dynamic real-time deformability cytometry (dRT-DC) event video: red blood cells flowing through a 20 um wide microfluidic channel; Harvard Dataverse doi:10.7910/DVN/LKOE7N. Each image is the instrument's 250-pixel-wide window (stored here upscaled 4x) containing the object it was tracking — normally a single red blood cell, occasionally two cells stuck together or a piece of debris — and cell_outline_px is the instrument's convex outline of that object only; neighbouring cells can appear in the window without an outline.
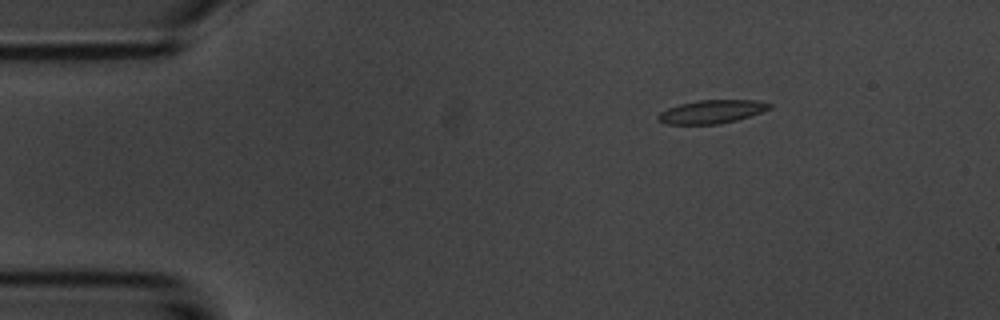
{"species": "common noctule bat (a hibernating species)", "species_latin": "Nyctalus noctula", "temperature_condition": "room temperature", "stored_images_in_passage": 5, "camera_frame_rate_fps": 3000, "um_per_image_px": 0.085, "animal": {"sex": "male", "body_mass_g": 20.1, "forearm_length_mm": 53.5}, "frame": {"image": 1, "passage_image": 3, "time_ms": 2.333, "image_size_px": [1000, 320], "cell_outline_px": [[772, 108], [736, 120], [720, 124], [664, 124], [656, 120], [656, 116], [660, 112], [668, 108], [680, 104], [700, 100], [752, 100], [772, 104]], "centroid_in_image_um": [60.44, 9.5], "position_along_channel_um": 24.6, "area_um2": 15.09}}